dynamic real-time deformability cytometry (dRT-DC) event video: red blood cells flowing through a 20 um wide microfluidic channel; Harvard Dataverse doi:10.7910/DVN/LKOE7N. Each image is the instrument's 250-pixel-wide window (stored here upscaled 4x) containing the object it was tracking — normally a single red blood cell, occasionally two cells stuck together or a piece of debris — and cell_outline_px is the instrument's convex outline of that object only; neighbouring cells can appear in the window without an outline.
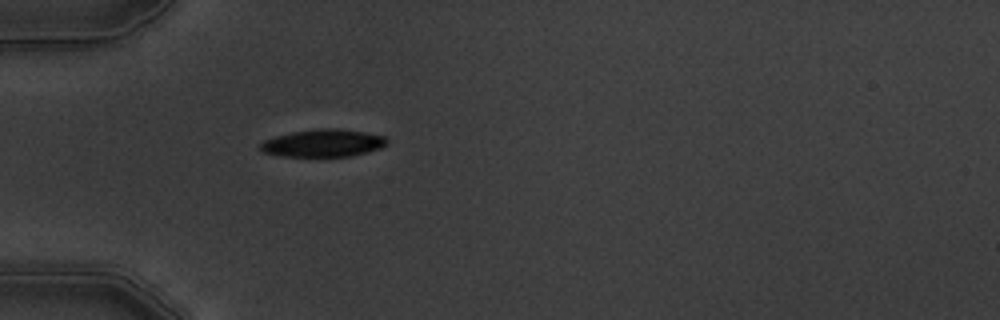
{"species": "common noctule bat (a hibernating species)", "species_latin": "Nyctalus noctula", "temperature_condition": "warm", "stored_images_in_passage": 5, "camera_frame_rate_fps": 3000, "um_per_image_px": 0.085, "animal": {"sex": "male", "body_mass_g": 19.5, "forearm_length_mm": 54.6}, "frame": {"image": 1, "passage_image": 5, "time_ms": 4.667, "image_size_px": [1000, 320], "cell_outline_px": [[388, 144], [380, 148], [368, 152], [348, 156], [284, 156], [264, 152], [260, 148], [260, 144], [264, 140], [276, 136], [292, 132], [316, 128], [340, 128], [364, 132], [384, 136], [388, 140]], "centroid_in_image_um": [27.5, 12.15], "position_along_channel_um": 57.5, "area_um2": 20.23}}